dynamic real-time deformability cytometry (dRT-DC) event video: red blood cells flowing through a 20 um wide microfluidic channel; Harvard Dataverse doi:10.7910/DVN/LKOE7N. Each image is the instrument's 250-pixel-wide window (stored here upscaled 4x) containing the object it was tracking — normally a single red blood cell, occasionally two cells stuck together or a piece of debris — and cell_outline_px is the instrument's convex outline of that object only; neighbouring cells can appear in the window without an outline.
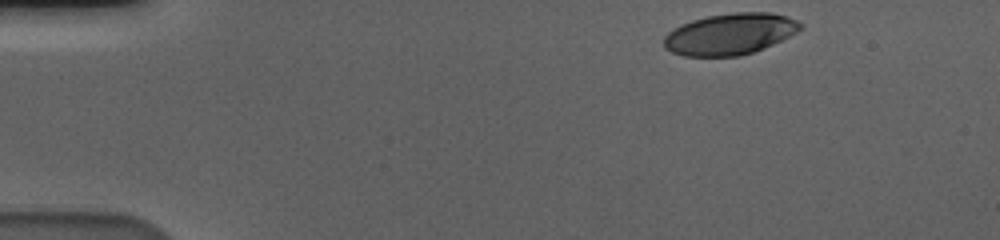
{"species": "human", "species_latin": "Homo sapiens", "temperature_condition": "cold", "stored_images_in_passage": 51, "camera_frame_rate_fps": 3000, "um_per_image_px": 0.085, "donor": {"sex": "male"}, "frame": {"image": 1, "passage_image": 1, "time_ms": 0.0, "image_size_px": [1000, 240], "cell_outline_px": [[804, 28], [764, 48], [740, 56], [684, 56], [672, 52], [664, 48], [664, 36], [668, 32], [692, 20], [708, 16], [732, 12], [768, 12], [784, 16], [796, 20], [804, 24]], "centroid_in_image_um": [62.05, 2.89], "position_along_channel_um": 23.0, "area_um2": 32.66}}
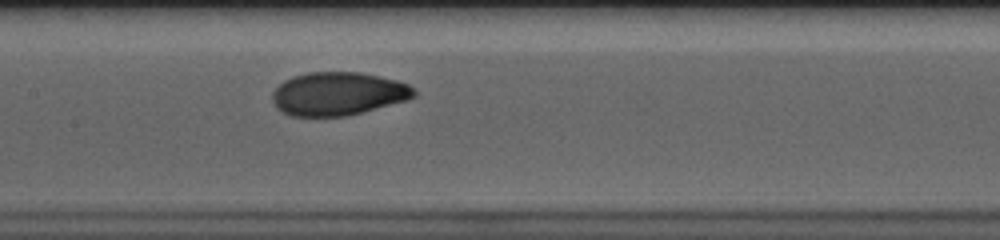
{"frame": {"image": 2, "passage_image": 22, "time_ms": 7.0, "image_size_px": [1000, 240], "cell_outline_px": [[416, 96], [408, 100], [348, 116], [292, 116], [276, 108], [272, 100], [272, 92], [284, 80], [292, 76], [308, 72], [360, 72], [380, 76], [396, 80], [408, 84], [416, 92]], "centroid_in_image_um": [28.74, 7.97], "position_along_channel_um": 178.7, "area_um2": 35.89}}
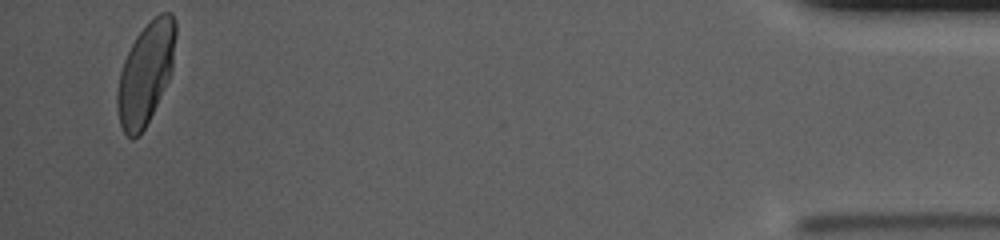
{"frame": {"image": 3, "passage_image": 49, "time_ms": 16.0, "image_size_px": [1000, 240], "cell_outline_px": [[176, 36], [172, 68], [168, 80], [140, 136], [132, 140], [124, 132], [120, 124], [116, 108], [116, 92], [120, 72], [124, 60], [136, 36], [160, 12], [172, 12], [176, 20]], "centroid_in_image_um": [12.37, 6.24], "position_along_channel_um": 422.8, "area_um2": 34.28}, "authors_computed_cell_mechanics": {"area_um2": 34.969, "velocity_mm_per_s": 3.5801, "shape_relaxation_time_tau1_ms": 4.103, "shape_relaxation_time_tau2_ms": 0.9963, "deformation_change_tau1": 0.1763, "deformation_change_tau2": 0.04}}